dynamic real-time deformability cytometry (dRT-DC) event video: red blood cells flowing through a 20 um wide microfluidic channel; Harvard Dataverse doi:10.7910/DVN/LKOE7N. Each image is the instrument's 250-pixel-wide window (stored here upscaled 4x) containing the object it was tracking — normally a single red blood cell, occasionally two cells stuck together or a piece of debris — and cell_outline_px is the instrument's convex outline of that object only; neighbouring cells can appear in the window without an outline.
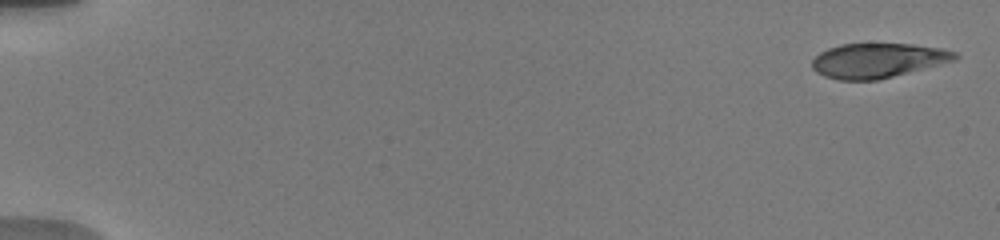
{"species": "human", "species_latin": "Homo sapiens", "temperature_condition": "warm", "stored_images_in_passage": 18, "segment_of_instrument_passage": [1, 2], "camera_frame_rate_fps": 3000, "um_per_image_px": 0.085, "donor": {"sex": "male"}, "frame": {"image": 1, "passage_image": 1, "time_ms": 0.0, "image_size_px": [1000, 240], "cell_outline_px": [[960, 56], [956, 60], [876, 80], [840, 80], [824, 76], [816, 72], [812, 68], [812, 60], [820, 52], [828, 48], [840, 44], [912, 44], [940, 48], [956, 52]], "centroid_in_image_um": [74.59, 5.13], "position_along_channel_um": 10.4, "area_um2": 28.61}}
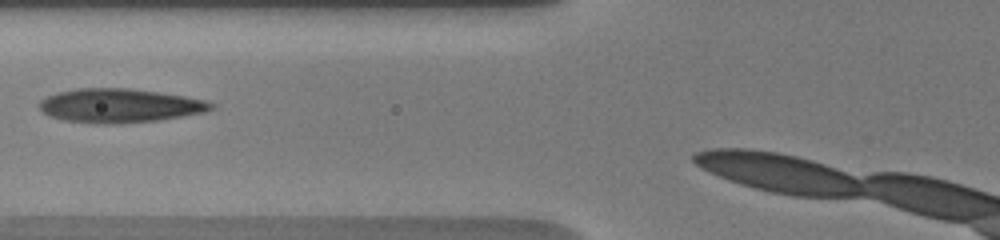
{"frame": {"image": 2, "passage_image": 13, "time_ms": 7.333, "image_size_px": [1000, 240], "cell_outline_px": [[216, 108], [204, 112], [156, 120], [108, 124], [96, 124], [64, 120], [52, 116], [44, 112], [40, 108], [40, 100], [56, 92], [76, 88], [128, 88], [184, 96], [204, 100], [216, 104]], "centroid_in_image_um": [10.16, 8.97], "position_along_channel_um": 115.6, "area_um2": 33.64}}
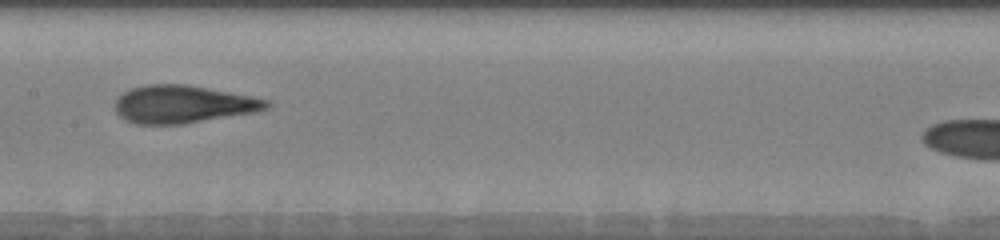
{"frame": {"image": 3, "passage_image": 16, "time_ms": 9.333, "image_size_px": [1000, 240], "cell_outline_px": [[272, 104], [268, 108], [256, 112], [184, 124], [136, 124], [124, 120], [116, 112], [116, 100], [124, 92], [132, 88], [144, 84], [188, 84], [252, 96], [272, 100]], "centroid_in_image_um": [15.6, 8.86], "position_along_channel_um": 191.8, "area_um2": 33.58}}